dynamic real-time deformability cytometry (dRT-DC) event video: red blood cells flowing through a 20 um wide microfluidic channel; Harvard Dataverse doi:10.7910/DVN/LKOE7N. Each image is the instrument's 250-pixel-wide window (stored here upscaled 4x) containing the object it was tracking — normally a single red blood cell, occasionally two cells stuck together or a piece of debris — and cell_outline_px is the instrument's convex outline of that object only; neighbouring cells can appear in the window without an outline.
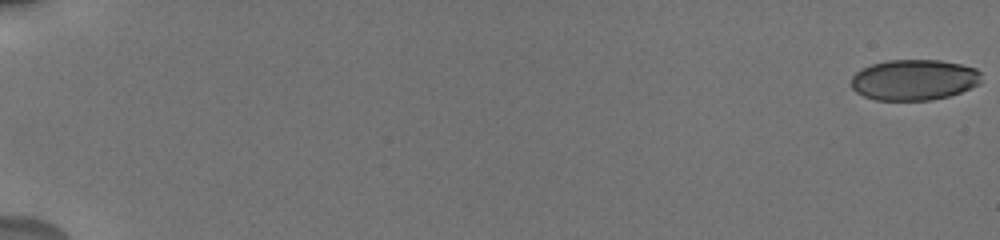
{"species": "human", "species_latin": "Homo sapiens", "temperature_condition": "cold", "stored_images_in_passage": 19, "camera_frame_rate_fps": 3000, "um_per_image_px": 0.085, "donor": {"sex": "male"}, "frame": {"image": 1, "passage_image": 1, "time_ms": 0.0, "image_size_px": [1000, 240], "cell_outline_px": [[980, 84], [960, 92], [948, 96], [932, 100], [876, 100], [864, 96], [856, 92], [852, 88], [852, 76], [856, 72], [872, 64], [888, 60], [940, 60], [960, 64], [976, 68], [980, 72]], "centroid_in_image_um": [77.7, 6.79], "position_along_channel_um": 7.3, "area_um2": 30.87}}